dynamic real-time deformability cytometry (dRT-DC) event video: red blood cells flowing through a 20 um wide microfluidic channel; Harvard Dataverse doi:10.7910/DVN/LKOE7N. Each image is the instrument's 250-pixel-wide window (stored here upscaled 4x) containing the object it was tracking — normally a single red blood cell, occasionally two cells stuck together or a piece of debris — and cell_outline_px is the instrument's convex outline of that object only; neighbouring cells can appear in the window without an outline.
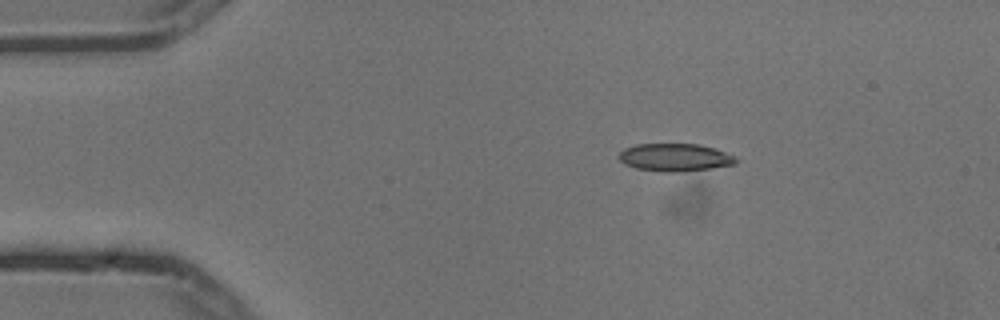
{"species": "common noctule bat (a hibernating species)", "species_latin": "Nyctalus noctula", "temperature_condition": "cold", "stored_images_in_passage": 4, "camera_frame_rate_fps": 3000, "um_per_image_px": 0.085, "animal": {"sex": "male", "body_mass_g": 13.3}, "frame": {"image": 1, "passage_image": 2, "time_ms": 0.333, "image_size_px": [1000, 320], "cell_outline_px": [[736, 164], [712, 168], [680, 172], [660, 172], [636, 168], [624, 164], [620, 160], [620, 152], [624, 148], [636, 144], [700, 144], [736, 156]], "centroid_in_image_um": [57.36, 13.38], "position_along_channel_um": 27.6, "area_um2": 18.9}}
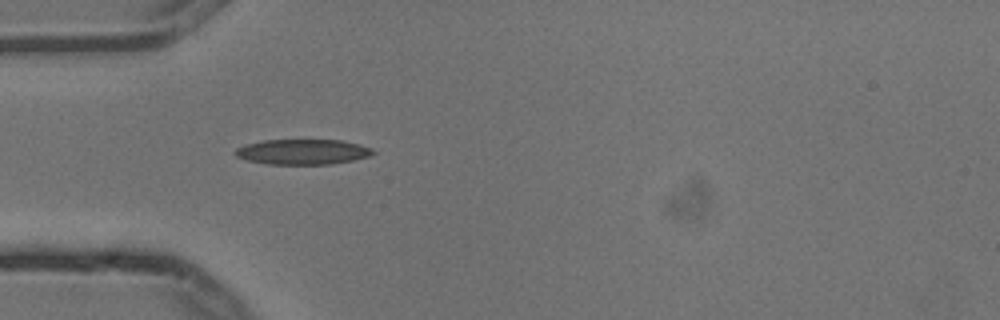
{"frame": {"image": 2, "passage_image": 4, "time_ms": 1.0, "image_size_px": [1000, 320], "cell_outline_px": [[376, 152], [368, 156], [352, 160], [332, 164], [268, 164], [248, 160], [236, 156], [232, 152], [236, 148], [248, 144], [264, 140], [344, 140], [372, 148]], "centroid_in_image_um": [25.73, 12.9], "position_along_channel_um": 59.3, "area_um2": 20.17}}